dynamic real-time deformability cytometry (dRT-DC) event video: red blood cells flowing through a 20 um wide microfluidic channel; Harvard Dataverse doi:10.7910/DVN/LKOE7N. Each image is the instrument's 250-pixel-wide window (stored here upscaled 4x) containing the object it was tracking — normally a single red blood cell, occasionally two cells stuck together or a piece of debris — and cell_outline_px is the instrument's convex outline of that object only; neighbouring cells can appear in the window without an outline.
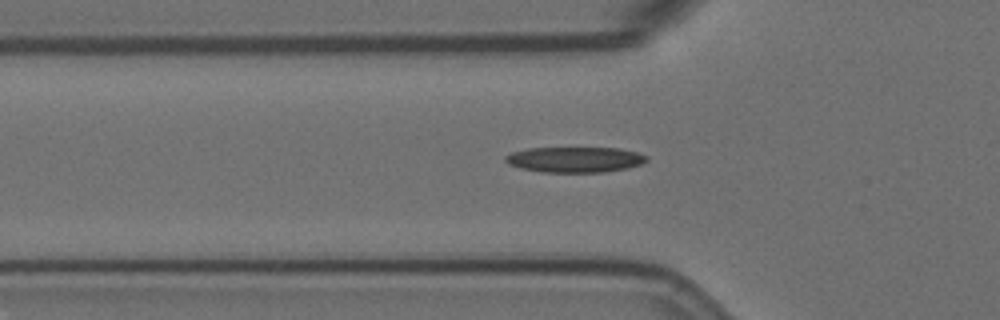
{"species": "Egyptian fruit bat (a non-hibernating species)", "species_latin": "Rousettus aegyptiacus", "temperature_condition": "room temperature", "stored_images_in_passage": 34, "camera_frame_rate_fps": 3000, "um_per_image_px": 0.085, "animal": {"sex": "female"}, "frame": {"image": 1, "passage_image": 2, "time_ms": 0.333, "image_size_px": [1000, 320], "cell_outline_px": [[648, 160], [640, 164], [628, 168], [604, 172], [544, 172], [520, 168], [508, 164], [504, 160], [504, 156], [512, 152], [528, 148], [620, 148], [636, 152], [648, 156]], "centroid_in_image_um": [48.86, 13.56], "position_along_channel_um": 76.9, "area_um2": 21.04}}
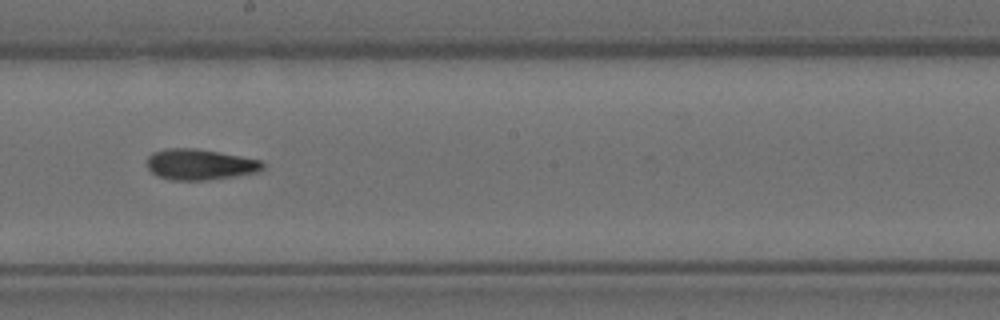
{"frame": {"image": 2, "passage_image": 15, "time_ms": 4.667, "image_size_px": [1000, 320], "cell_outline_px": [[264, 168], [256, 172], [208, 180], [168, 180], [156, 176], [148, 168], [148, 156], [152, 152], [168, 148], [196, 148], [220, 152], [260, 160], [264, 164]], "centroid_in_image_um": [16.96, 13.98], "position_along_channel_um": 231.2, "area_um2": 20.75}}
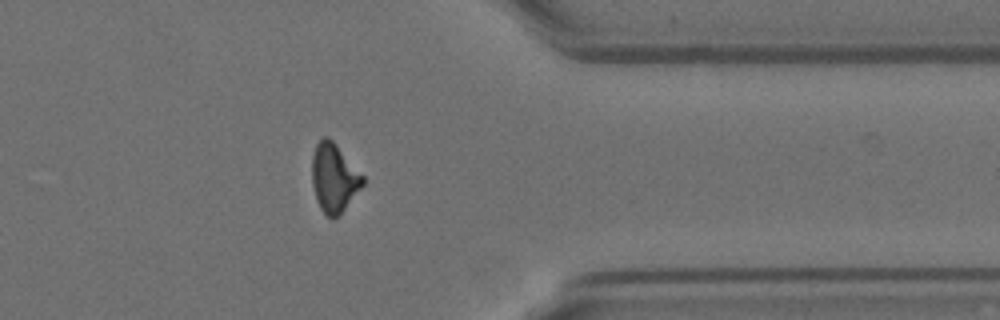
{"frame": {"image": 3, "passage_image": 29, "time_ms": 9.333, "image_size_px": [1000, 320], "cell_outline_px": [[364, 184], [340, 216], [332, 220], [320, 208], [316, 200], [312, 184], [312, 156], [316, 144], [324, 136], [328, 136], [336, 144], [364, 176]], "centroid_in_image_um": [28.39, 15.14], "position_along_channel_um": 383.0, "area_um2": 20.46}}